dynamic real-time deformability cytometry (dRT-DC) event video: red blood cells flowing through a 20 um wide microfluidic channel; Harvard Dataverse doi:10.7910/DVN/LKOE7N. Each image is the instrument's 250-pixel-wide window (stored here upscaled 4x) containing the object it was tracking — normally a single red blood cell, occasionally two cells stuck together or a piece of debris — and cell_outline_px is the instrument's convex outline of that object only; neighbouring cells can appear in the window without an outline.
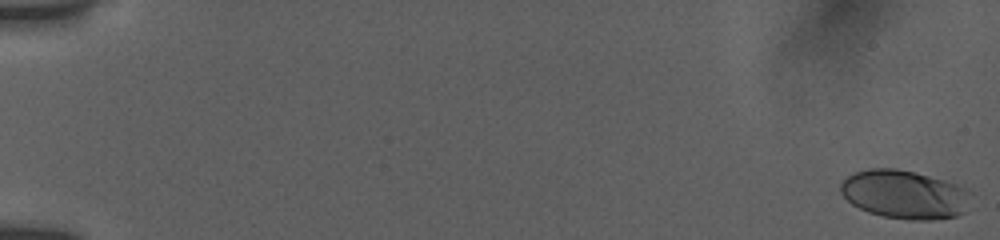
{"species": "human", "species_latin": "Homo sapiens", "temperature_condition": "room temperature", "stored_images_in_passage": 55, "camera_frame_rate_fps": 3000, "um_per_image_px": 0.085, "donor": {"sex": "female"}, "frame": {"image": 1, "passage_image": 1, "time_ms": 0.0, "image_size_px": [1000, 240], "cell_outline_px": [[976, 192], [964, 212], [956, 216], [932, 220], [912, 220], [884, 216], [868, 212], [852, 204], [840, 192], [840, 184], [848, 176], [856, 172], [868, 168], [896, 168], [916, 172], [944, 180], [968, 188]], "centroid_in_image_um": [76.95, 16.52], "position_along_channel_um": 8.0, "area_um2": 37.28}}
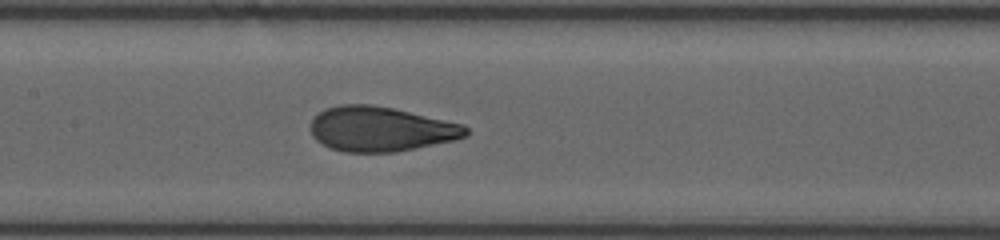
{"frame": {"image": 2, "passage_image": 29, "time_ms": 9.333, "image_size_px": [1000, 240], "cell_outline_px": [[468, 136], [456, 140], [396, 152], [344, 152], [332, 148], [316, 140], [312, 136], [308, 128], [312, 120], [324, 108], [340, 104], [372, 104], [392, 108], [464, 124], [468, 128]], "centroid_in_image_um": [32.36, 10.97], "position_along_channel_um": 175.0, "area_um2": 40.75}}
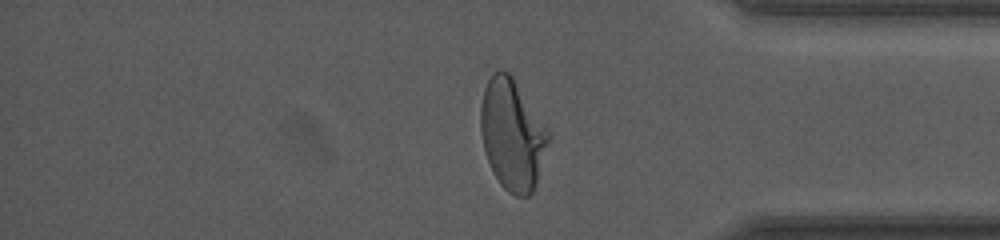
{"frame": {"image": 3, "passage_image": 47, "time_ms": 15.333, "image_size_px": [1000, 240], "cell_outline_px": [[552, 136], [536, 184], [532, 192], [528, 196], [516, 196], [508, 192], [500, 184], [492, 172], [484, 148], [480, 132], [480, 108], [484, 88], [492, 72], [504, 68], [512, 76], [552, 132]], "centroid_in_image_um": [43.57, 11.42], "position_along_channel_um": 391.6, "area_um2": 44.45}}